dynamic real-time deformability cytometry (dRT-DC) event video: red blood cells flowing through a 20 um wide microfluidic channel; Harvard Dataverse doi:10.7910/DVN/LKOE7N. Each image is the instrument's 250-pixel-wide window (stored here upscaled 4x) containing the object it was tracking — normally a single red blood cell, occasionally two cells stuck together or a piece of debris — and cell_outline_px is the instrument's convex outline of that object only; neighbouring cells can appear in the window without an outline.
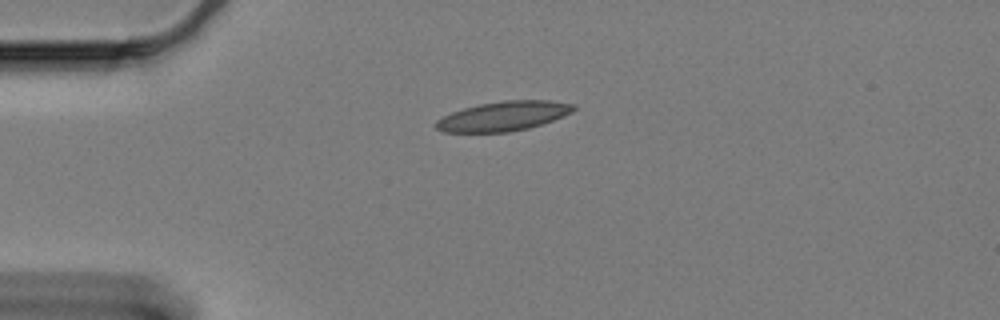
{"species": "Egyptian fruit bat (a non-hibernating species)", "species_latin": "Rousettus aegyptiacus", "temperature_condition": "cold", "stored_images_in_passage": 47, "camera_frame_rate_fps": 3000, "um_per_image_px": 0.085, "animal": {"sex": "female"}, "frame": {"image": 1, "passage_image": 1, "time_ms": 0.0, "image_size_px": [1000, 320], "cell_outline_px": [[576, 108], [572, 112], [552, 120], [528, 128], [508, 132], [444, 132], [436, 128], [432, 124], [436, 120], [452, 112], [464, 108], [480, 104], [504, 100], [548, 100], [576, 104]], "centroid_in_image_um": [42.77, 9.87], "position_along_channel_um": 42.2, "area_um2": 23.58}}
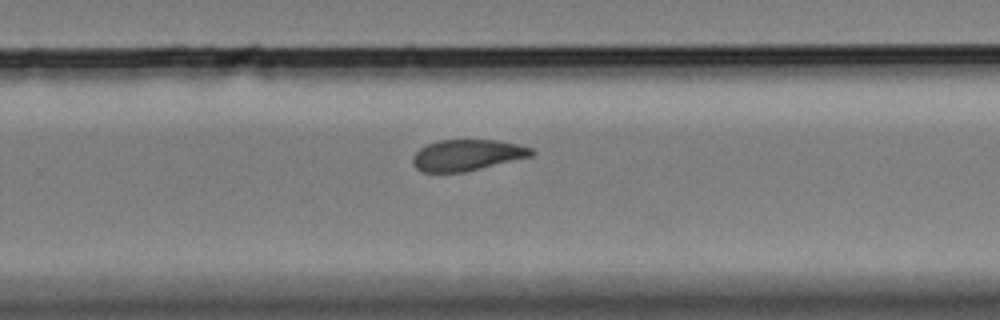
{"frame": {"image": 2, "passage_image": 26, "time_ms": 8.333, "image_size_px": [1000, 320], "cell_outline_px": [[536, 152], [532, 156], [464, 172], [420, 172], [416, 168], [412, 160], [412, 156], [420, 148], [428, 144], [440, 140], [496, 140], [516, 144], [532, 148]], "centroid_in_image_um": [39.69, 13.18], "position_along_channel_um": 290.1, "area_um2": 21.44}}
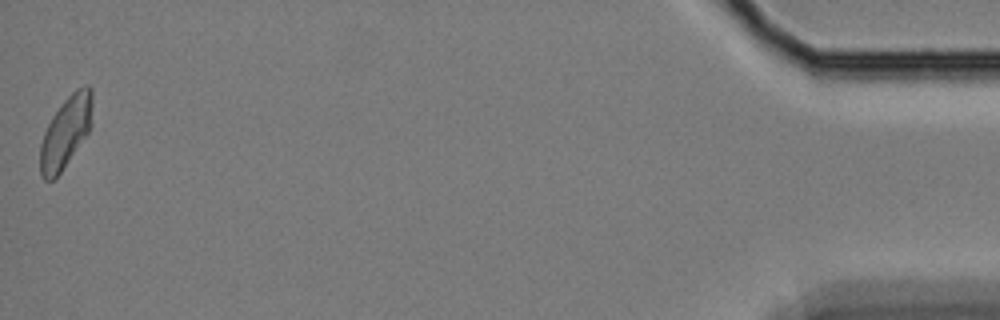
{"frame": {"image": 3, "passage_image": 47, "time_ms": 15.333, "image_size_px": [1000, 320], "cell_outline_px": [[92, 124], [88, 132], [60, 172], [52, 180], [44, 180], [40, 176], [40, 144], [44, 132], [52, 116], [64, 100], [76, 88], [84, 84], [88, 84], [92, 88]], "centroid_in_image_um": [5.59, 11.18], "position_along_channel_um": 429.6, "area_um2": 21.62}, "authors_computed_cell_mechanics": {"area_um2": 21.964, "velocity_mm_per_s": 3.27, "shape_relaxation_time_tau1_ms": null, "shape_relaxation_time_tau2_ms": 3.8076, "deformation_change_tau1": null, "deformation_change_tau2": 0.0849}}